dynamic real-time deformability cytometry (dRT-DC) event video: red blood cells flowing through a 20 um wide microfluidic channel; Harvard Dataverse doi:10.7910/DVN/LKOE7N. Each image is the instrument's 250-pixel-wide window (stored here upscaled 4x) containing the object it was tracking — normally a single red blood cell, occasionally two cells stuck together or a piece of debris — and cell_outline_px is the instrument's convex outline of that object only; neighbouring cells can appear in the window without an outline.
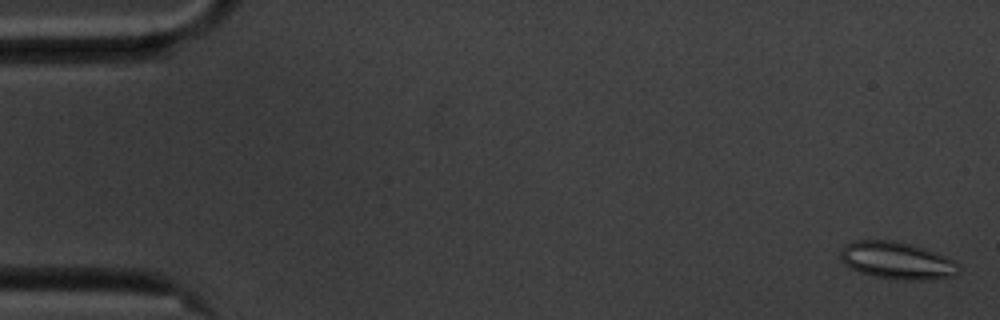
{"species": "common noctule bat (a hibernating species)", "species_latin": "Nyctalus noctula", "temperature_condition": "cold", "stored_images_in_passage": 56, "camera_frame_rate_fps": 3000, "um_per_image_px": 0.085, "animal": {"sex": "male", "body_mass_g": 20.1, "forearm_length_mm": 53.5}, "frame": {"image": 1, "passage_image": 1, "time_ms": 0.0, "image_size_px": [1000, 320], "cell_outline_px": [[960, 268], [952, 276], [924, 280], [904, 280], [876, 276], [860, 272], [844, 264], [840, 256], [840, 252], [844, 244], [856, 240], [892, 240], [908, 244], [932, 252], [952, 260], [960, 264]], "centroid_in_image_um": [76.19, 22.14], "position_along_channel_um": 8.8, "area_um2": 25.14}}
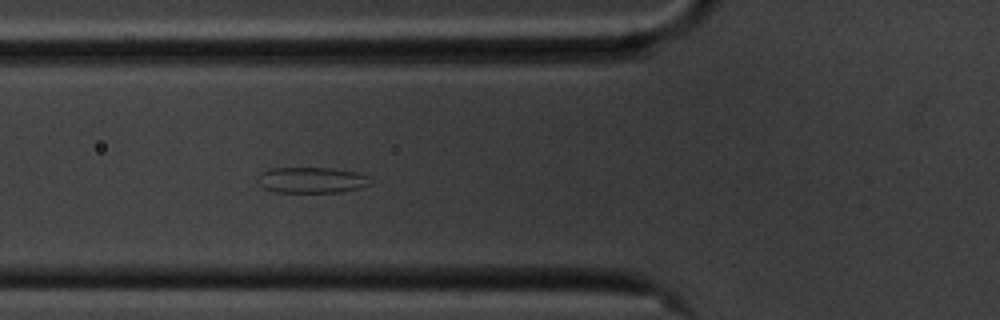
{"frame": {"image": 2, "passage_image": 20, "time_ms": 6.333, "image_size_px": [1000, 320], "cell_outline_px": [[372, 184], [360, 188], [340, 192], [272, 192], [264, 188], [260, 184], [260, 172], [272, 168], [332, 168], [360, 172], [368, 176]], "centroid_in_image_um": [26.55, 15.3], "position_along_channel_um": 99.3, "area_um2": 17.05}}
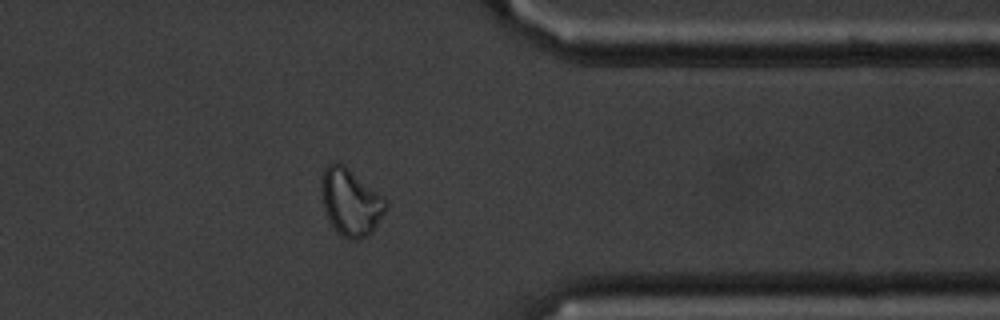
{"frame": {"image": 3, "passage_image": 45, "time_ms": 14.667, "image_size_px": [1000, 320], "cell_outline_px": [[388, 208], [372, 232], [368, 236], [356, 240], [348, 240], [328, 220], [324, 208], [320, 192], [320, 180], [324, 168], [328, 164], [336, 160], [344, 164], [384, 196], [388, 200]], "centroid_in_image_um": [29.81, 17.14], "position_along_channel_um": 381.6, "area_um2": 25.61}, "authors_computed_cell_mechanics": {"area_um2": 23.4668, "velocity_mm_per_s": 3.5112, "shape_relaxation_time_tau1_ms": null, "shape_relaxation_time_tau2_ms": 2.1793, "deformation_change_tau1": null, "deformation_change_tau2": 0.1003}}